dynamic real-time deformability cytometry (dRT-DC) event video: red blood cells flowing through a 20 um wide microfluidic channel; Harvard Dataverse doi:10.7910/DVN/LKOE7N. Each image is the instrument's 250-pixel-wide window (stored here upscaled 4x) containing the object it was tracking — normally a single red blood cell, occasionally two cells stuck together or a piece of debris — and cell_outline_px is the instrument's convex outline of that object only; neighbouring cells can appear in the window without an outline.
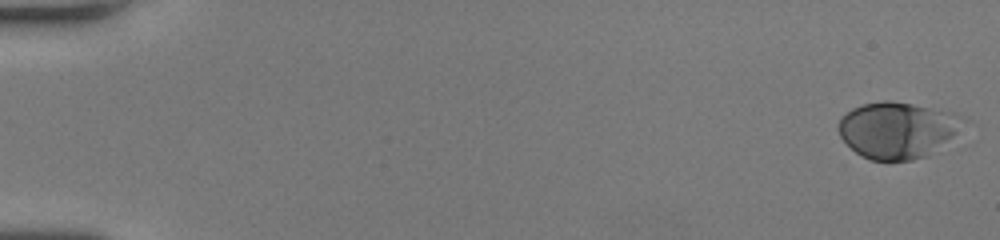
{"species": "human", "species_latin": "Homo sapiens", "temperature_condition": "room temperature", "stored_images_in_passage": 53, "camera_frame_rate_fps": 3000, "um_per_image_px": 0.085, "donor": {"sex": "female"}, "frame": {"image": 1, "passage_image": 1, "time_ms": 0.0, "image_size_px": [1000, 240], "cell_outline_px": [[972, 120], [928, 156], [912, 160], [872, 160], [856, 152], [840, 136], [836, 128], [840, 116], [852, 108], [864, 104], [884, 100], [888, 100], [912, 104], [956, 112], [968, 116]], "centroid_in_image_um": [76.34, 11.02], "position_along_channel_um": 8.7, "area_um2": 41.5}}
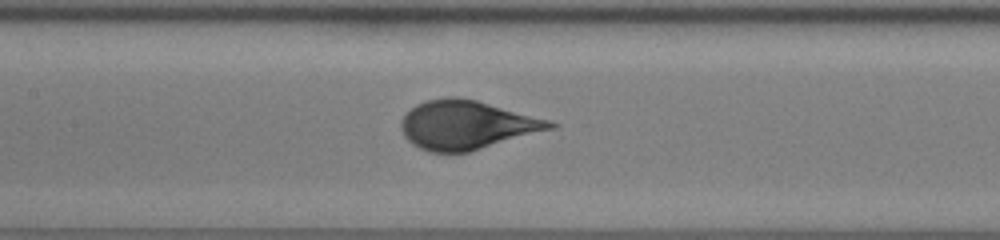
{"frame": {"image": 2, "passage_image": 27, "time_ms": 8.667, "image_size_px": [1000, 240], "cell_outline_px": [[560, 124], [556, 128], [468, 152], [428, 152], [412, 144], [404, 136], [400, 128], [400, 120], [416, 104], [428, 100], [452, 96], [456, 96], [476, 100], [552, 120]], "centroid_in_image_um": [39.7, 10.62], "position_along_channel_um": 167.7, "area_um2": 42.43}}
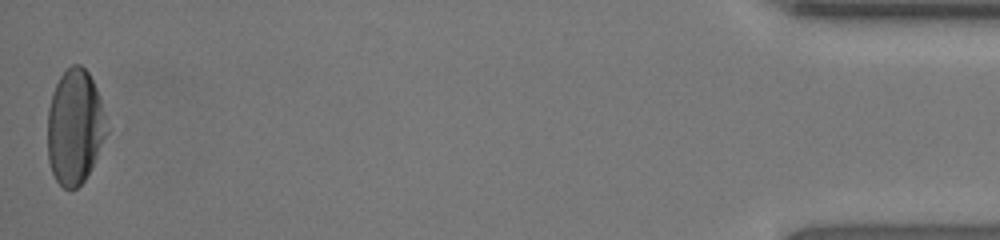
{"frame": {"image": 3, "passage_image": 53, "time_ms": 17.333, "image_size_px": [1000, 240], "cell_outline_px": [[108, 132], [84, 180], [72, 192], [64, 188], [56, 180], [52, 172], [48, 160], [48, 108], [52, 92], [60, 76], [72, 64], [80, 64], [88, 72], [100, 96]], "centroid_in_image_um": [6.34, 10.78], "position_along_channel_um": 428.9, "area_um2": 39.36}}